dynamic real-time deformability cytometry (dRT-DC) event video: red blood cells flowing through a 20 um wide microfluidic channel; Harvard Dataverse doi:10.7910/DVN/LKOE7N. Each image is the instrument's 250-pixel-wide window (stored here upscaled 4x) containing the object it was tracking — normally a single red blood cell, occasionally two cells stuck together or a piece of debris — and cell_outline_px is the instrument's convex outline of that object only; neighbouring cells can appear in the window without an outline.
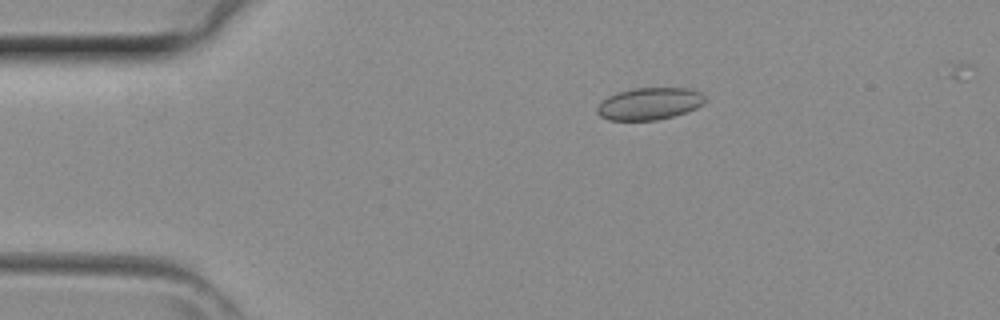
{"species": "common noctule bat (a hibernating species)", "species_latin": "Nyctalus noctula", "temperature_condition": "room temperature", "stored_images_in_passage": 39, "camera_frame_rate_fps": 3000, "um_per_image_px": 0.085, "animal": {"sex": "female", "body_mass_g": 29.2, "forearm_length_mm": 56.3}, "frame": {"image": 1, "passage_image": 8, "time_ms": 2.333, "image_size_px": [1000, 320], "cell_outline_px": [[704, 104], [696, 108], [672, 116], [656, 120], [608, 120], [600, 116], [596, 112], [596, 108], [608, 96], [616, 92], [632, 88], [688, 88], [700, 92], [704, 96]], "centroid_in_image_um": [55.18, 8.81], "position_along_channel_um": 29.8, "area_um2": 20.11}}
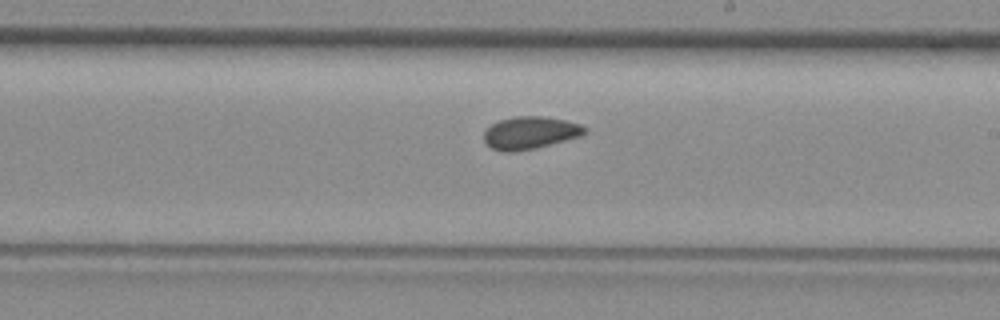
{"frame": {"image": 2, "passage_image": 24, "time_ms": 7.667, "image_size_px": [1000, 320], "cell_outline_px": [[588, 132], [580, 136], [536, 148], [512, 152], [504, 152], [492, 148], [484, 140], [484, 132], [492, 124], [500, 120], [516, 116], [544, 116], [564, 120], [580, 124], [588, 128]], "centroid_in_image_um": [45.08, 11.28], "position_along_channel_um": 243.9, "area_um2": 19.02}}
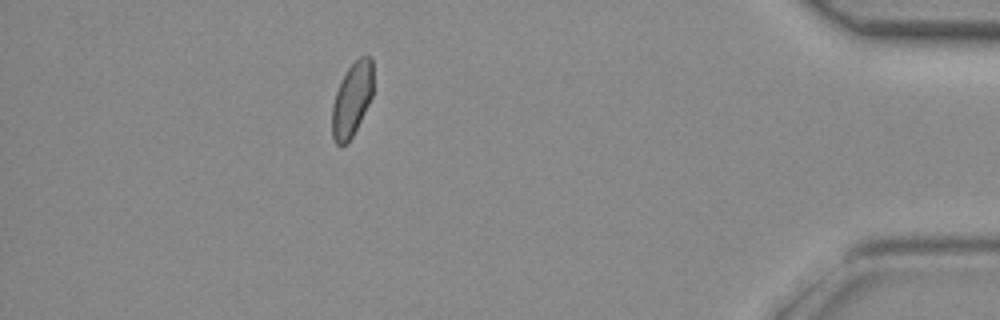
{"frame": {"image": 3, "passage_image": 37, "time_ms": 12.0, "image_size_px": [1000, 320], "cell_outline_px": [[372, 96], [352, 136], [344, 144], [336, 144], [332, 136], [332, 108], [336, 92], [348, 68], [360, 56], [372, 56]], "centroid_in_image_um": [29.91, 8.44], "position_along_channel_um": 405.3, "area_um2": 17.17}}